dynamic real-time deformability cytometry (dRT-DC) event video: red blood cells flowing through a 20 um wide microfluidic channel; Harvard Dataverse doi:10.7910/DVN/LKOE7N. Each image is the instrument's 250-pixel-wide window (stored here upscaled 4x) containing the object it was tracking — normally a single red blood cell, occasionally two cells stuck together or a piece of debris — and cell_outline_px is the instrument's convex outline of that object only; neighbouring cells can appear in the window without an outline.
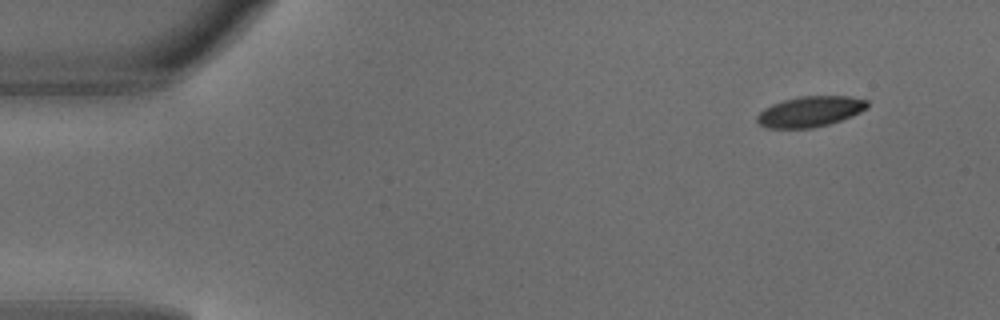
{"species": "common noctule bat (a hibernating species)", "species_latin": "Nyctalus noctula", "temperature_condition": "warm", "stored_images_in_passage": 6, "camera_frame_rate_fps": 3000, "um_per_image_px": 0.085, "animal": {"sex": "male", "body_mass_g": 18.8}, "frame": {"image": 1, "passage_image": 1, "time_ms": 0.0, "image_size_px": [1000, 320], "cell_outline_px": [[868, 108], [852, 116], [828, 124], [812, 128], [764, 128], [756, 120], [756, 116], [764, 108], [772, 104], [784, 100], [800, 96], [848, 96], [868, 100]], "centroid_in_image_um": [68.85, 9.48], "position_along_channel_um": 16.1, "area_um2": 19.65}}
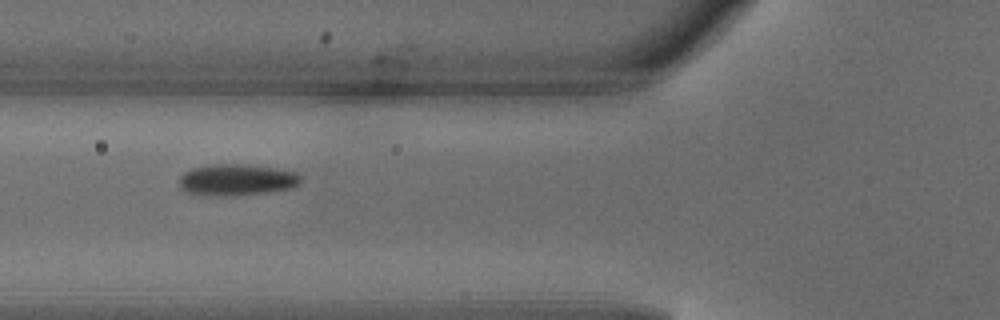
{"frame": {"image": 2, "passage_image": 5, "time_ms": 1.333, "image_size_px": [1000, 320], "cell_outline_px": [[300, 180], [292, 188], [264, 192], [232, 196], [192, 196], [184, 192], [180, 188], [180, 176], [184, 172], [192, 168], [212, 164], [244, 164], [276, 168], [296, 172], [300, 176]], "centroid_in_image_um": [20.02, 15.3], "position_along_channel_um": 105.8, "area_um2": 22.54}}
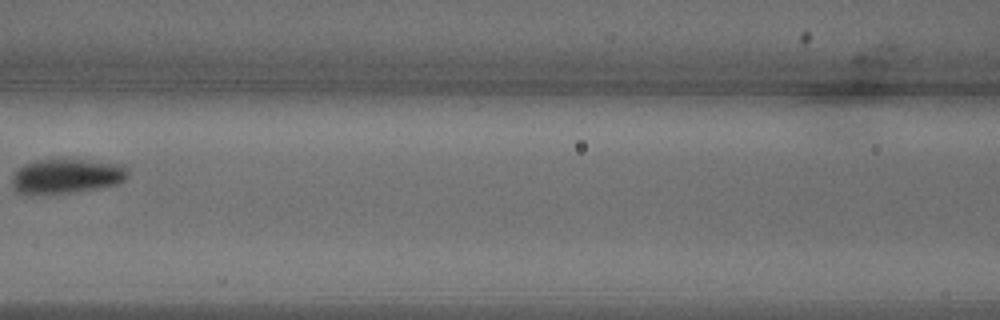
{"frame": {"image": 3, "passage_image": 6, "time_ms": 1.667, "image_size_px": [1000, 320], "cell_outline_px": [[128, 176], [124, 180], [116, 184], [96, 188], [72, 192], [16, 192], [12, 188], [12, 176], [24, 164], [36, 160], [84, 160], [128, 164]], "centroid_in_image_um": [5.72, 14.94], "position_along_channel_um": 160.9, "area_um2": 22.89}}